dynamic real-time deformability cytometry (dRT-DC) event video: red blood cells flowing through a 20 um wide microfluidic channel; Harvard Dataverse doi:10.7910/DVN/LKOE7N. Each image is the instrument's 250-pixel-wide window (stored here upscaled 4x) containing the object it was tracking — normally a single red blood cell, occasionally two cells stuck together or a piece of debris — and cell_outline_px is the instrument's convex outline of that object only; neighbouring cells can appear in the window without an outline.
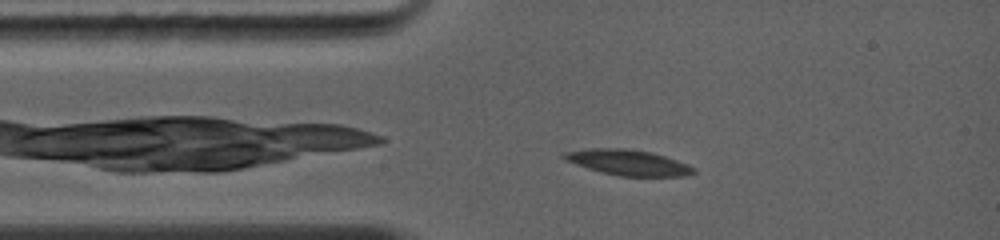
{"species": "common noctule bat (a hibernating species)", "species_latin": "Nyctalus noctula", "temperature_condition": "warm", "stored_images_in_passage": 2, "camera_frame_rate_fps": 5000, "um_per_image_px": 0.085, "animal": {"sex": "female", "body_mass_g": 19.0, "forearm_length_mm": 56.7}, "frame": {"image": 1, "passage_image": 1, "time_ms": 0.0, "image_size_px": [1000, 240], "cell_outline_px": [[696, 172], [684, 176], [620, 176], [600, 172], [564, 160], [560, 156], [564, 152], [588, 148], [624, 148], [652, 152], [688, 164], [696, 168]], "centroid_in_image_um": [53.37, 13.81], "position_along_channel_um": 31.6, "area_um2": 19.36}}